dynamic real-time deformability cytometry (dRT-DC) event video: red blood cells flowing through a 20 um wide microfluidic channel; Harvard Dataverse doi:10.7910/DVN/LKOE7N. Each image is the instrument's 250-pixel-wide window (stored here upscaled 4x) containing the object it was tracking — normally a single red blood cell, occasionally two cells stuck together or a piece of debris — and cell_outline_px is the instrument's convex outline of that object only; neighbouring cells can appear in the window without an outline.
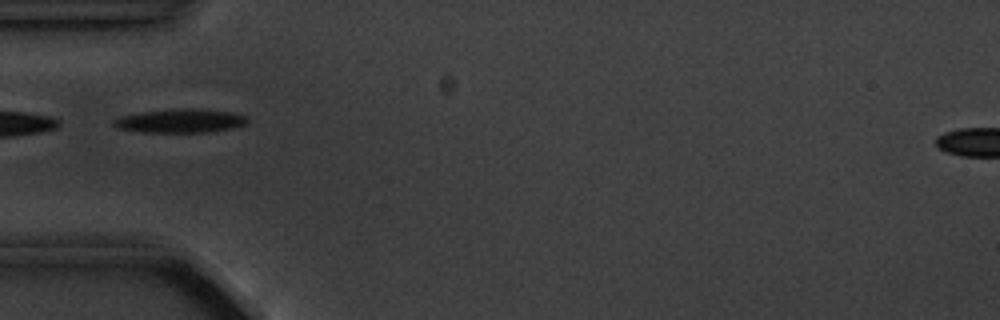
{"species": "common noctule bat (a hibernating species)", "species_latin": "Nyctalus noctula", "temperature_condition": "cold", "stored_images_in_passage": 5, "camera_frame_rate_fps": 3000, "um_per_image_px": 0.085, "animal": {"sex": "male", "body_mass_g": 20.1, "forearm_length_mm": 53.5}, "frame": {"image": 1, "passage_image": 2, "time_ms": 2.0, "image_size_px": [1000, 320], "cell_outline_px": [[248, 124], [232, 128], [208, 132], [140, 132], [120, 128], [112, 124], [112, 120], [120, 116], [144, 112], [176, 108], [192, 108], [232, 112], [244, 116], [248, 120]], "centroid_in_image_um": [15.34, 10.27], "position_along_channel_um": 69.7, "area_um2": 18.44}}
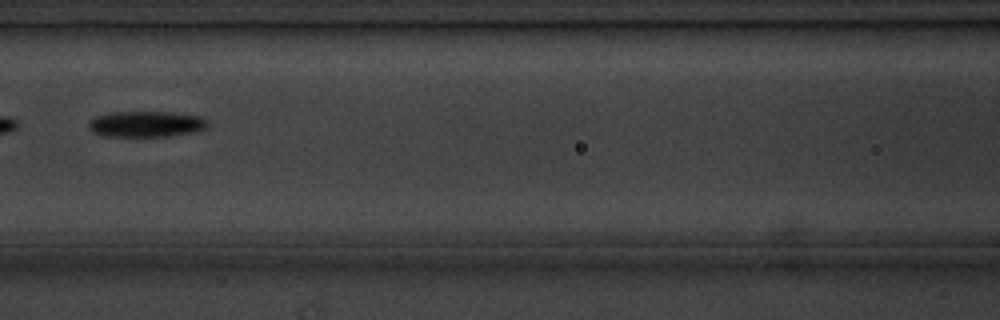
{"frame": {"image": 2, "passage_image": 4, "time_ms": 4.333, "image_size_px": [1000, 320], "cell_outline_px": [[208, 128], [200, 132], [168, 136], [104, 136], [92, 132], [88, 128], [88, 124], [96, 116], [116, 112], [172, 112], [200, 116], [208, 120]], "centroid_in_image_um": [12.5, 10.55], "position_along_channel_um": 154.1, "area_um2": 18.15}}